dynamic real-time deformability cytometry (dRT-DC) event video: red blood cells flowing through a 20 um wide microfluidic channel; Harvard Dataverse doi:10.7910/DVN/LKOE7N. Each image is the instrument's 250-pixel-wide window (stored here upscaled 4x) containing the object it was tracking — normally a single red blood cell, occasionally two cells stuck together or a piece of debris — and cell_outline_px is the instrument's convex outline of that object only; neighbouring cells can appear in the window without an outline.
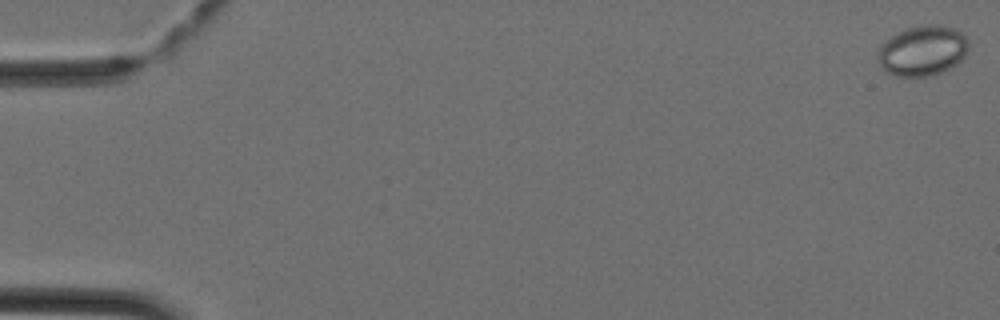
{"species": "Egyptian fruit bat (a non-hibernating species)", "species_latin": "Rousettus aegyptiacus", "temperature_condition": "cold", "stored_images_in_passage": 45, "camera_frame_rate_fps": 3000, "um_per_image_px": 0.085, "animal": {"sex": "female"}, "frame": {"image": 1, "passage_image": 1, "time_ms": 0.0, "image_size_px": [1000, 320], "cell_outline_px": [[968, 48], [964, 56], [956, 64], [940, 72], [924, 76], [896, 76], [884, 72], [876, 60], [876, 56], [884, 40], [896, 32], [920, 24], [936, 24], [952, 28], [968, 36]], "centroid_in_image_um": [78.37, 4.29], "position_along_channel_um": 6.6, "area_um2": 26.76}}
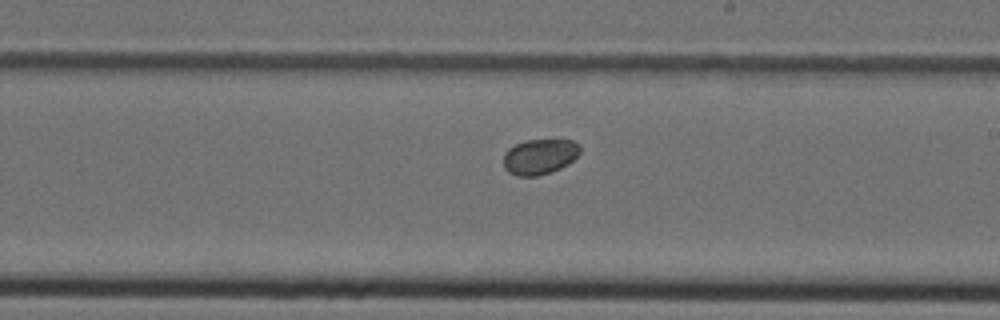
{"frame": {"image": 2, "passage_image": 27, "time_ms": 8.667, "image_size_px": [1000, 320], "cell_outline_px": [[580, 152], [568, 164], [552, 172], [536, 176], [516, 176], [508, 172], [504, 168], [504, 152], [508, 148], [524, 140], [572, 140], [580, 144]], "centroid_in_image_um": [45.85, 13.31], "position_along_channel_um": 243.1, "area_um2": 15.9}}
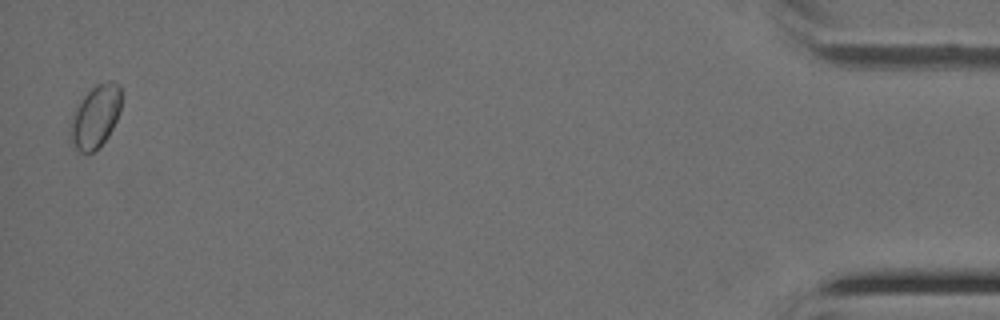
{"frame": {"image": 3, "passage_image": 45, "time_ms": 14.667, "image_size_px": [1000, 320], "cell_outline_px": [[120, 112], [108, 136], [92, 152], [80, 152], [76, 148], [68, 132], [72, 112], [76, 104], [96, 84], [108, 80], [112, 80], [120, 84]], "centroid_in_image_um": [8.09, 9.86], "position_along_channel_um": 427.1, "area_um2": 18.61}}